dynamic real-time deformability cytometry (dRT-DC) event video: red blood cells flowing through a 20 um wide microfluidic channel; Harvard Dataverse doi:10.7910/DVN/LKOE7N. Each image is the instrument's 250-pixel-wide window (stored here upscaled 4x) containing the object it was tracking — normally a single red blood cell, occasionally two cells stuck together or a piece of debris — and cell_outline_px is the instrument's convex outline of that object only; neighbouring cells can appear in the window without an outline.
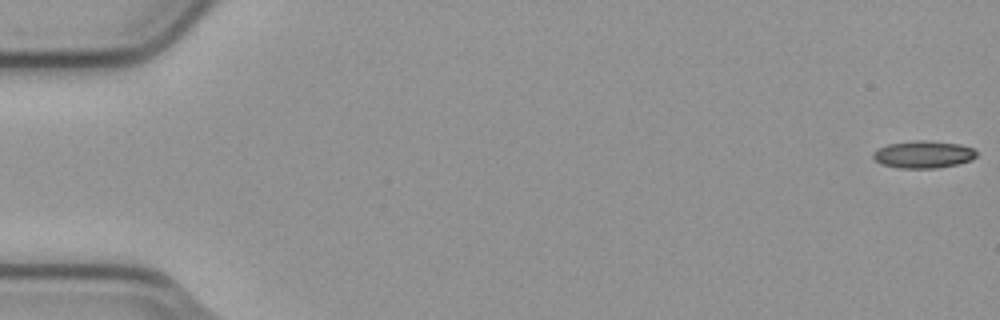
{"species": "common noctule bat (a hibernating species)", "species_latin": "Nyctalus noctula", "temperature_condition": "cold", "stored_images_in_passage": 6, "camera_frame_rate_fps": 3000, "um_per_image_px": 0.085, "animal": {"sex": "male", "body_mass_g": 23.1, "forearm_length_mm": 52.7}, "frame": {"image": 1, "passage_image": 1, "time_ms": 0.0, "image_size_px": [1000, 320], "cell_outline_px": [[976, 156], [972, 160], [956, 164], [936, 168], [900, 168], [880, 164], [872, 156], [872, 152], [876, 148], [888, 144], [916, 140], [928, 140], [960, 144], [972, 148], [976, 152]], "centroid_in_image_um": [78.45, 13.12], "position_along_channel_um": 6.6, "area_um2": 16.53}}
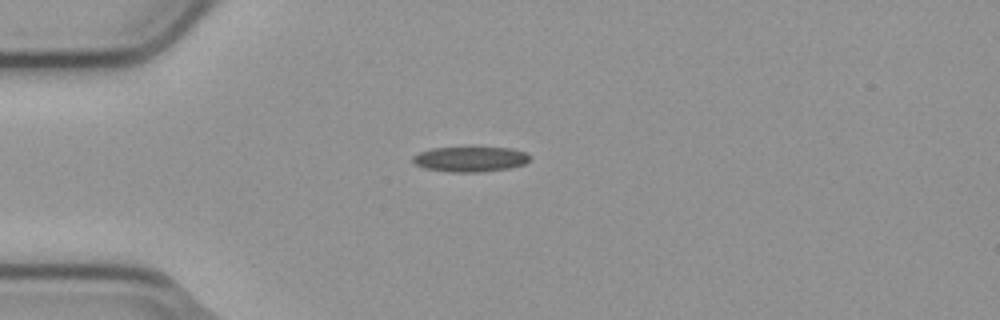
{"frame": {"image": 2, "passage_image": 5, "time_ms": 1.333, "image_size_px": [1000, 320], "cell_outline_px": [[528, 160], [524, 164], [512, 168], [480, 172], [448, 172], [424, 168], [416, 164], [412, 160], [412, 156], [420, 152], [432, 148], [512, 148], [524, 152], [528, 156]], "centroid_in_image_um": [39.95, 13.54], "position_along_channel_um": 45.1, "area_um2": 16.99}}